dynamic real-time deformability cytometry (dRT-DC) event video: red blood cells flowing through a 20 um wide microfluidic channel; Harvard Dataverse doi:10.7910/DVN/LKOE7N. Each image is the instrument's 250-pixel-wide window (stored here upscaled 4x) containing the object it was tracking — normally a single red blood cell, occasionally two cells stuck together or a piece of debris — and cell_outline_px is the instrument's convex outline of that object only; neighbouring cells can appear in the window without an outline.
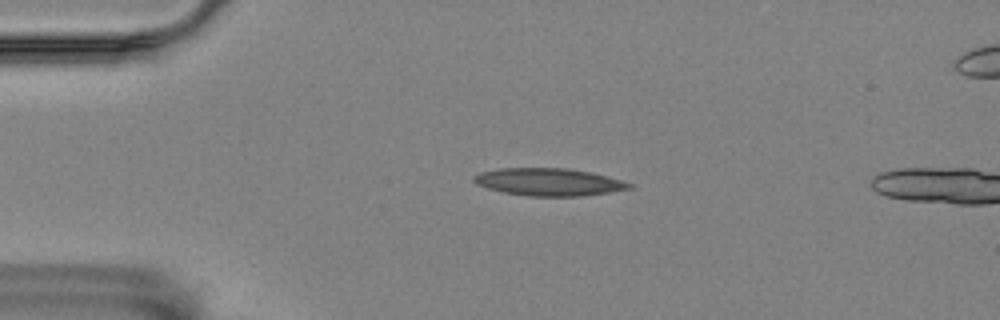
{"species": "Egyptian fruit bat (a non-hibernating species)", "species_latin": "Rousettus aegyptiacus", "temperature_condition": "room temperature", "stored_images_in_passage": 5, "camera_frame_rate_fps": 3000, "um_per_image_px": 0.085, "animal": {"sex": "female"}, "frame": {"image": 1, "passage_image": 2, "time_ms": 0.333, "image_size_px": [1000, 320], "cell_outline_px": [[632, 188], [608, 192], [580, 196], [528, 196], [504, 192], [488, 188], [476, 184], [472, 180], [472, 176], [480, 172], [500, 168], [568, 168], [592, 172], [620, 180], [632, 184]], "centroid_in_image_um": [46.6, 15.46], "position_along_channel_um": 38.4, "area_um2": 24.8}}